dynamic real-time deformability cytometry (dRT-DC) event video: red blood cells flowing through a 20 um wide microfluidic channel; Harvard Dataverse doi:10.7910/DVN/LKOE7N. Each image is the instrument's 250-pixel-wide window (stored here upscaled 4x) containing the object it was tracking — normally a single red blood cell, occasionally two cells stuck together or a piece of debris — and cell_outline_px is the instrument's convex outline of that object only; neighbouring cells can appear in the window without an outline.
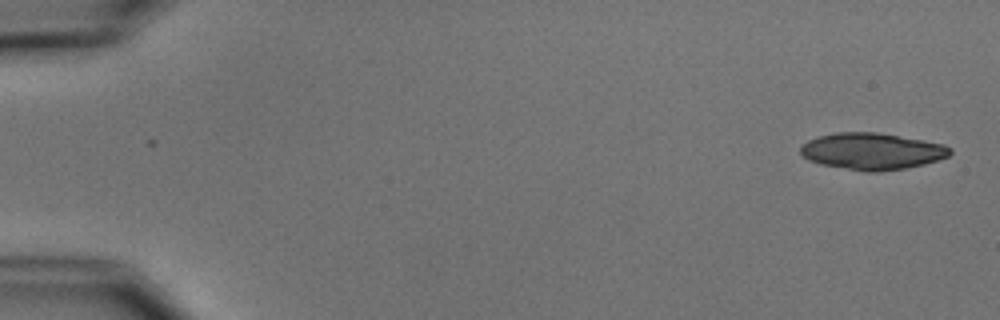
{"species": "common noctule bat (a hibernating species)", "species_latin": "Nyctalus noctula", "temperature_condition": "cold", "stored_images_in_passage": 6, "camera_frame_rate_fps": 3000, "um_per_image_px": 0.085, "animal": {"sex": "male", "body_mass_g": 15.6}, "frame": {"image": 1, "passage_image": 1, "time_ms": 0.0, "image_size_px": [1000, 320], "cell_outline_px": [[952, 152], [948, 156], [924, 164], [904, 168], [880, 172], [868, 172], [820, 164], [808, 160], [800, 152], [800, 148], [808, 140], [820, 136], [836, 132], [876, 132], [944, 144], [952, 148]], "centroid_in_image_um": [74.12, 12.86], "position_along_channel_um": 10.9, "area_um2": 31.73}}
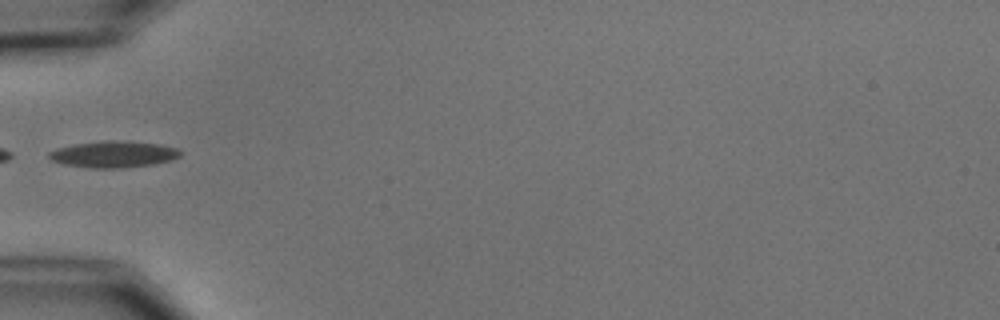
{"frame": {"image": 2, "passage_image": 5, "time_ms": 5.667, "image_size_px": [1000, 320], "cell_outline_px": [[180, 156], [172, 160], [152, 164], [124, 168], [92, 168], [64, 164], [52, 160], [48, 156], [48, 152], [56, 148], [72, 144], [104, 140], [112, 140], [160, 144], [180, 148]], "centroid_in_image_um": [9.65, 13.11], "position_along_channel_um": 75.4, "area_um2": 20.35}}